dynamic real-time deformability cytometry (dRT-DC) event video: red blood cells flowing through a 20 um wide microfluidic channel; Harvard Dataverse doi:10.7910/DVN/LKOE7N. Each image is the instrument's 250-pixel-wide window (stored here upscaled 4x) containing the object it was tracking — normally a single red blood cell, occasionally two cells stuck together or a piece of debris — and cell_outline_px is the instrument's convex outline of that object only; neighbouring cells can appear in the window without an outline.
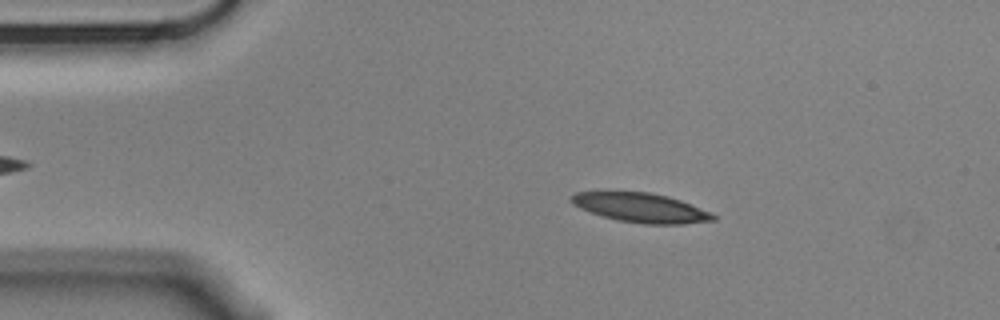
{"species": "Egyptian fruit bat (a non-hibernating species)", "species_latin": "Rousettus aegyptiacus", "temperature_condition": "cold", "stored_images_in_passage": 47, "camera_frame_rate_fps": 3000, "um_per_image_px": 0.085, "animal": {"sex": "male"}, "frame": {"image": 1, "passage_image": 9, "time_ms": 2.667, "image_size_px": [1000, 320], "cell_outline_px": [[716, 220], [684, 224], [644, 224], [616, 220], [580, 208], [572, 204], [572, 196], [576, 192], [648, 192], [668, 196], [680, 200], [708, 212], [716, 216]], "centroid_in_image_um": [54.48, 17.66], "position_along_channel_um": 30.5, "area_um2": 23.81}}
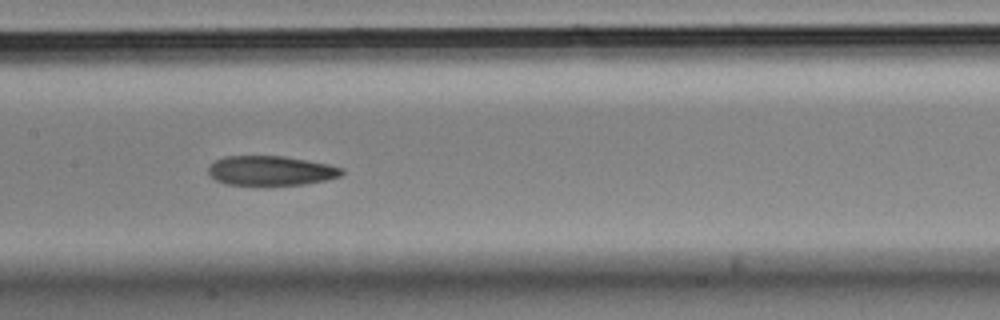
{"frame": {"image": 2, "passage_image": 26, "time_ms": 8.333, "image_size_px": [1000, 320], "cell_outline_px": [[344, 172], [340, 176], [324, 180], [304, 184], [264, 188], [228, 184], [216, 180], [208, 172], [208, 168], [216, 160], [224, 156], [284, 156], [328, 164], [344, 168]], "centroid_in_image_um": [23.02, 14.55], "position_along_channel_um": 184.4, "area_um2": 23.7}}
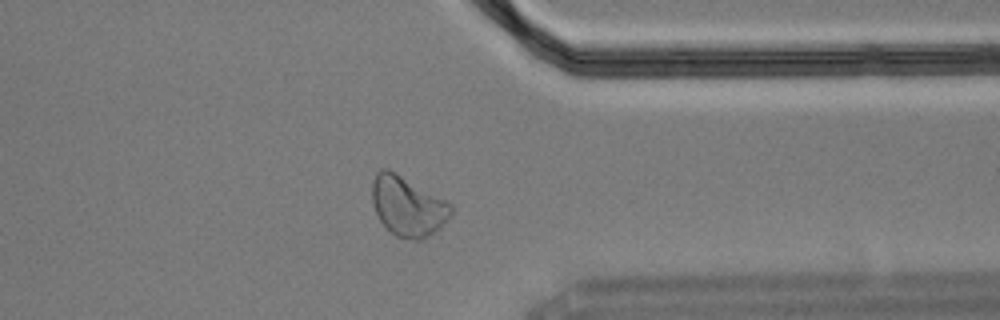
{"frame": {"image": 3, "passage_image": 43, "time_ms": 14.0, "image_size_px": [1000, 320], "cell_outline_px": [[452, 212], [440, 228], [424, 240], [412, 240], [396, 236], [380, 220], [372, 204], [372, 184], [376, 172], [384, 168], [388, 168], [452, 204]], "centroid_in_image_um": [34.65, 17.54], "position_along_channel_um": 376.8, "area_um2": 27.22}, "authors_computed_cell_mechanics": {"area_um2": 24.0448, "velocity_mm_per_s": 3.5094, "shape_relaxation_time_tau1_ms": 5.871, "shape_relaxation_time_tau2_ms": 5.3842, "deformation_change_tau1": 0.1493, "deformation_change_tau2": 0.1226}}